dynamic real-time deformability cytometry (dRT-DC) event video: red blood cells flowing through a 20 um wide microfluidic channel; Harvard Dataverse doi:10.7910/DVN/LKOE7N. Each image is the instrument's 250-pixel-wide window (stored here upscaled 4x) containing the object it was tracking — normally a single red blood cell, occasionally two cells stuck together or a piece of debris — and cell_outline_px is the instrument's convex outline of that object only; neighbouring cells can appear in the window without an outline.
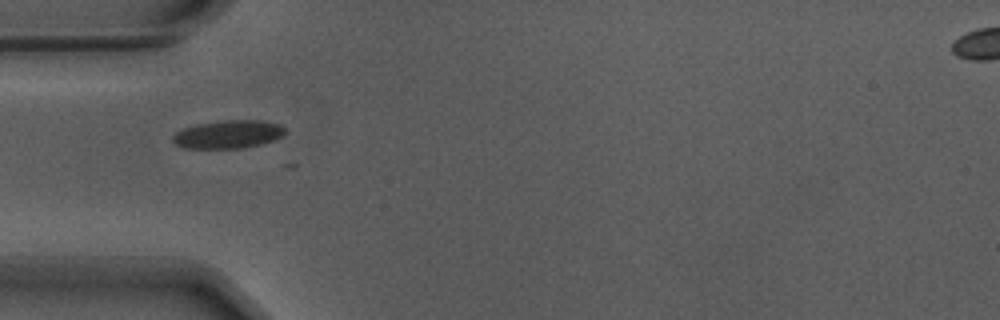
{"species": "Egyptian fruit bat (a non-hibernating species)", "species_latin": "Rousettus aegyptiacus", "temperature_condition": "warm", "stored_images_in_passage": 5, "camera_frame_rate_fps": 3000, "um_per_image_px": 0.085, "animal": {"sex": "male"}, "frame": {"image": 1, "passage_image": 1, "time_ms": 0.0, "image_size_px": [1000, 320], "cell_outline_px": [[284, 132], [280, 136], [272, 140], [260, 144], [244, 148], [184, 148], [176, 144], [172, 140], [172, 136], [176, 132], [184, 128], [196, 124], [224, 120], [264, 120], [280, 124], [284, 128]], "centroid_in_image_um": [19.37, 11.41], "position_along_channel_um": 65.6, "area_um2": 18.32}}